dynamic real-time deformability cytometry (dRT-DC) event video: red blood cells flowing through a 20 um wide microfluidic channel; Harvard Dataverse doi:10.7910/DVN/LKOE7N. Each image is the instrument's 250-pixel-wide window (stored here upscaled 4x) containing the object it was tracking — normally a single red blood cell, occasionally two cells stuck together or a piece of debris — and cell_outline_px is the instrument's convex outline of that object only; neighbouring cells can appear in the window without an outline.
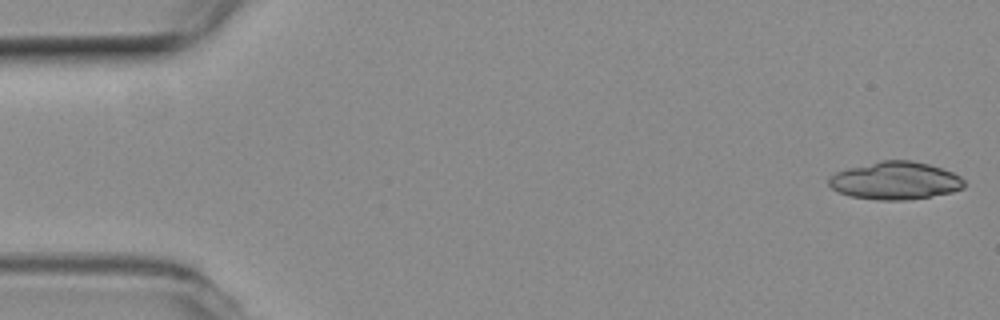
{"species": "common noctule bat (a hibernating species)", "species_latin": "Nyctalus noctula", "temperature_condition": "room temperature", "stored_images_in_passage": 3, "segment_of_instrument_passage": [2, 2], "camera_frame_rate_fps": 3000, "um_per_image_px": 0.085, "animal": {"sex": "female", "body_mass_g": 19.3, "forearm_length_mm": 54.1}, "frame": {"image": 1, "passage_image": 3, "time_ms": 0.667, "image_size_px": [1000, 320], "cell_outline_px": [[964, 188], [952, 192], [904, 200], [876, 200], [848, 196], [832, 188], [828, 184], [828, 180], [836, 172], [848, 168], [880, 160], [912, 160], [928, 164], [952, 172], [960, 176], [964, 180]], "centroid_in_image_um": [76.09, 15.35], "position_along_channel_um": 8.9, "area_um2": 29.65}}